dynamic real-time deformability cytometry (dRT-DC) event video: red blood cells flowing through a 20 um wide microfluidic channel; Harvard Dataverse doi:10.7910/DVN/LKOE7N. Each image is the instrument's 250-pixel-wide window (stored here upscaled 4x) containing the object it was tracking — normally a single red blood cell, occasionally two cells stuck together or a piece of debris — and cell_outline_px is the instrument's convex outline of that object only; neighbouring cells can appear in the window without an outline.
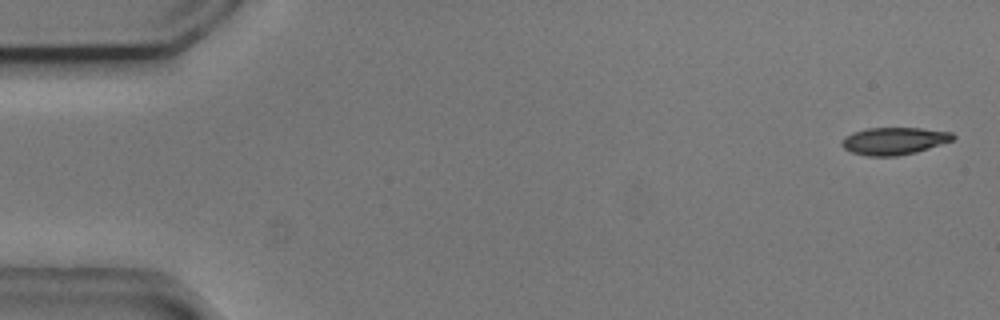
{"species": "common noctule bat (a hibernating species)", "species_latin": "Nyctalus noctula", "temperature_condition": "cold", "stored_images_in_passage": 5, "camera_frame_rate_fps": 3000, "um_per_image_px": 0.085, "animal": {"sex": "male", "body_mass_g": 20.5, "forearm_length_mm": 52.5}, "frame": {"image": 1, "passage_image": 1, "time_ms": 0.0, "image_size_px": [1000, 320], "cell_outline_px": [[956, 136], [952, 140], [916, 152], [896, 156], [868, 156], [852, 152], [844, 148], [840, 144], [844, 136], [852, 132], [868, 128], [920, 128], [952, 132]], "centroid_in_image_um": [75.96, 11.97], "position_along_channel_um": 9.0, "area_um2": 17.63}}
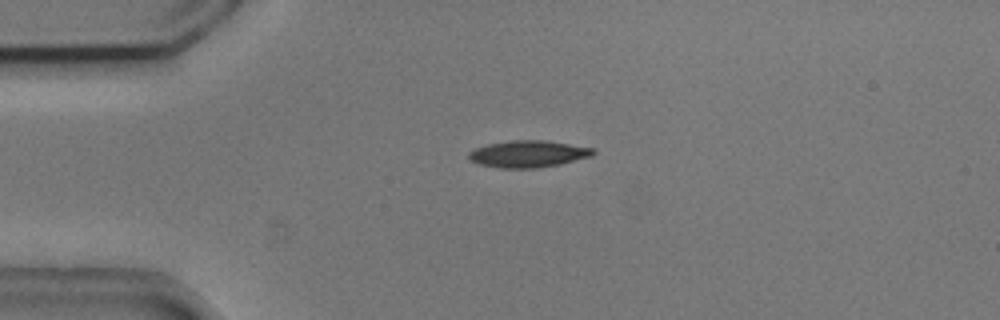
{"frame": {"image": 2, "passage_image": 4, "time_ms": 1.0, "image_size_px": [1000, 320], "cell_outline_px": [[596, 152], [592, 156], [560, 164], [536, 168], [500, 168], [480, 164], [468, 160], [468, 152], [476, 148], [488, 144], [512, 140], [544, 140], [596, 148]], "centroid_in_image_um": [44.91, 13.08], "position_along_channel_um": 40.1, "area_um2": 19.54}}